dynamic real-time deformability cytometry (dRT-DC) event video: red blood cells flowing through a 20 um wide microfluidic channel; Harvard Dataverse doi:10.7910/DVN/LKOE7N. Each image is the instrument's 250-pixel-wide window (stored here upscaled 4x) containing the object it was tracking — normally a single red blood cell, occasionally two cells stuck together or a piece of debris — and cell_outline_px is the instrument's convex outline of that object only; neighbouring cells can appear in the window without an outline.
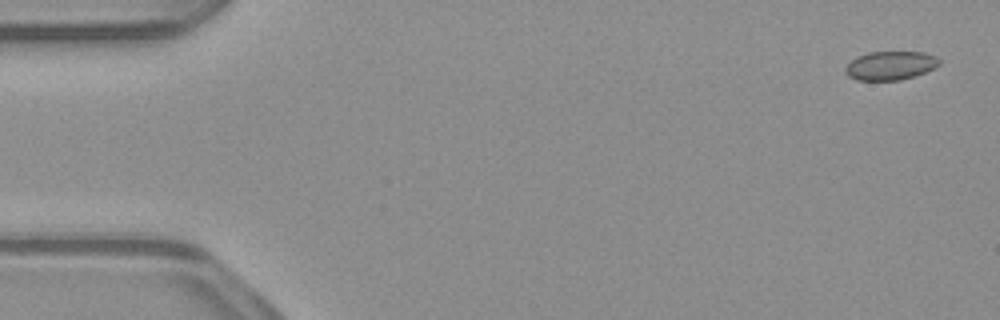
{"species": "common noctule bat (a hibernating species)", "species_latin": "Nyctalus noctula", "temperature_condition": "warm", "stored_images_in_passage": 52, "camera_frame_rate_fps": 3000, "um_per_image_px": 0.085, "animal": {"sex": "male", "body_mass_g": 23.1, "forearm_length_mm": 52.7}, "frame": {"image": 1, "passage_image": 2, "time_ms": 0.333, "image_size_px": [1000, 320], "cell_outline_px": [[940, 64], [924, 72], [900, 80], [856, 80], [848, 76], [844, 72], [844, 68], [856, 56], [868, 52], [924, 52], [936, 56], [940, 60]], "centroid_in_image_um": [75.64, 5.56], "position_along_channel_um": 9.4, "area_um2": 15.66}}
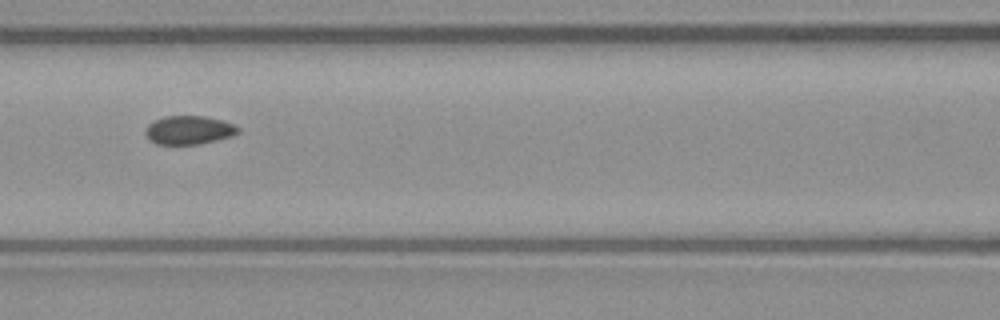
{"frame": {"image": 2, "passage_image": 23, "time_ms": 7.333, "image_size_px": [1000, 320], "cell_outline_px": [[240, 132], [232, 136], [200, 144], [156, 144], [144, 132], [148, 124], [164, 116], [204, 116], [224, 120], [236, 124], [240, 128]], "centroid_in_image_um": [16.12, 11.04], "position_along_channel_um": 150.5, "area_um2": 15.49}}
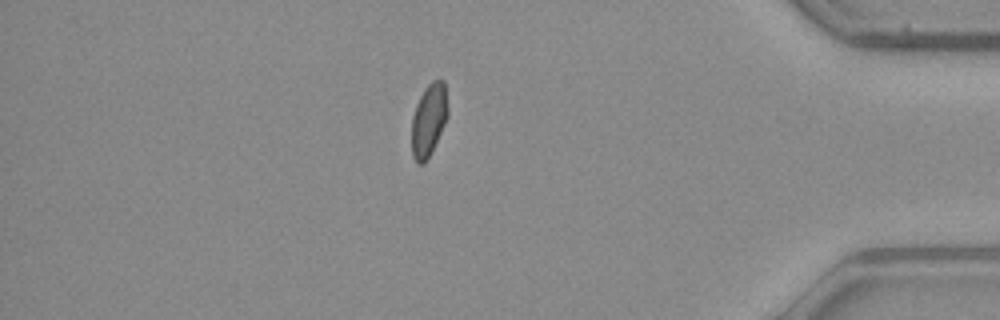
{"frame": {"image": 3, "passage_image": 45, "time_ms": 14.667, "image_size_px": [1000, 320], "cell_outline_px": [[448, 116], [424, 164], [420, 164], [412, 156], [412, 116], [416, 104], [424, 88], [432, 80], [444, 80], [448, 112]], "centroid_in_image_um": [36.43, 10.14], "position_along_channel_um": 398.8, "area_um2": 14.97}, "authors_computed_cell_mechanics": {"area_um2": 15.7794, "velocity_mm_per_s": 3.9548, "shape_relaxation_time_tau1_ms": null, "shape_relaxation_time_tau2_ms": 1.7308, "deformation_change_tau1": null, "deformation_change_tau2": 0.0512}}